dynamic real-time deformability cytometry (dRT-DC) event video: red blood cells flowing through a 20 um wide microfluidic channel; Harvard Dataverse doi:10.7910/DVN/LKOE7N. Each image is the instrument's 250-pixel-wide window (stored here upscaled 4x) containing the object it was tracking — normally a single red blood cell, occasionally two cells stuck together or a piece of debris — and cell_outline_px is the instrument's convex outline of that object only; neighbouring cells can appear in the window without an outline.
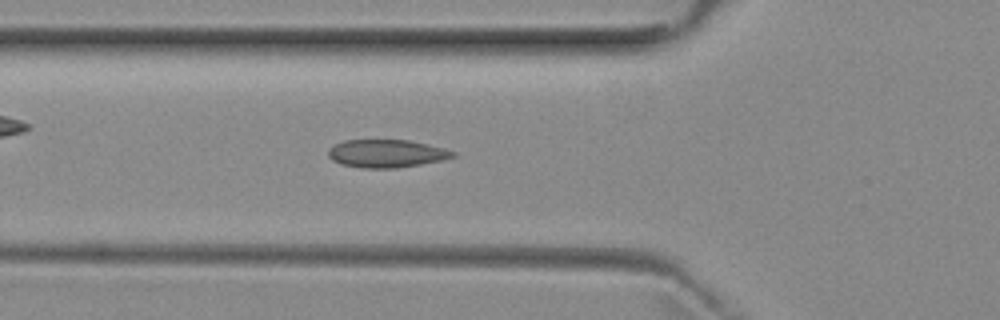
{"species": "common noctule bat (a hibernating species)", "species_latin": "Nyctalus noctula", "temperature_condition": "room temperature", "stored_images_in_passage": 45, "camera_frame_rate_fps": 3000, "um_per_image_px": 0.085, "animal": {"sex": "female", "body_mass_g": 29.2, "forearm_length_mm": 56.3}, "frame": {"image": 1, "passage_image": 17, "time_ms": 5.333, "image_size_px": [1000, 320], "cell_outline_px": [[456, 156], [440, 160], [420, 164], [396, 168], [360, 168], [340, 164], [332, 160], [328, 156], [328, 148], [344, 140], [408, 140], [428, 144], [444, 148], [456, 152]], "centroid_in_image_um": [32.82, 13.05], "position_along_channel_um": 93.0, "area_um2": 20.29}}
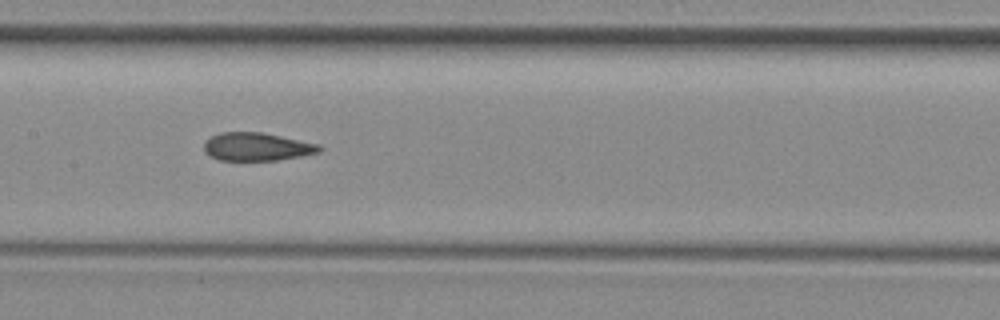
{"frame": {"image": 2, "passage_image": 24, "time_ms": 7.667, "image_size_px": [1000, 320], "cell_outline_px": [[324, 148], [320, 152], [300, 156], [276, 160], [220, 160], [204, 152], [204, 140], [220, 132], [260, 132], [320, 144]], "centroid_in_image_um": [21.84, 12.47], "position_along_channel_um": 185.6, "area_um2": 18.84}}
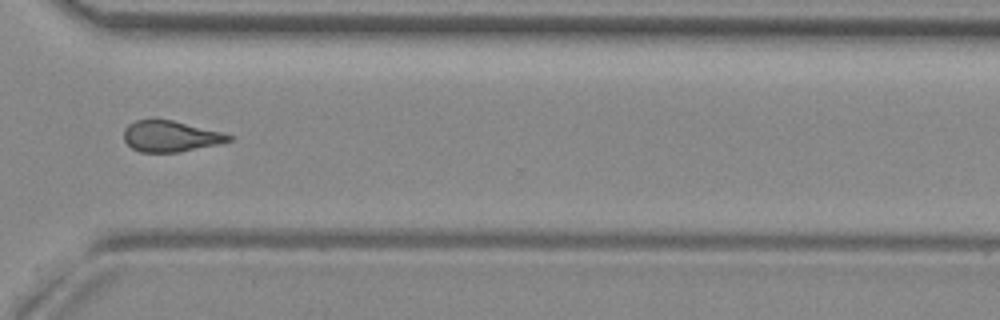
{"frame": {"image": 3, "passage_image": 37, "time_ms": 12.0, "image_size_px": [1000, 320], "cell_outline_px": [[236, 136], [232, 140], [220, 144], [180, 152], [140, 152], [132, 148], [124, 140], [124, 128], [128, 124], [136, 120], [172, 120]], "centroid_in_image_um": [14.51, 11.6], "position_along_channel_um": 356.1, "area_um2": 18.9}}